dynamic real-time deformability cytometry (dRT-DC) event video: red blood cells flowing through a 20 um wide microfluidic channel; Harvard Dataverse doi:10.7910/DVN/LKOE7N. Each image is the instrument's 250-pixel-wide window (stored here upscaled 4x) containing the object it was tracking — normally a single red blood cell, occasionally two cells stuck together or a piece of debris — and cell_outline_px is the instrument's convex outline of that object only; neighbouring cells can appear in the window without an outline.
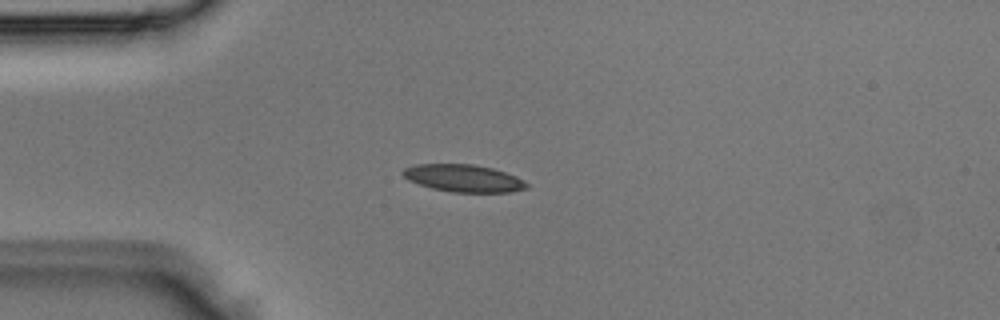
{"species": "Egyptian fruit bat (a non-hibernating species)", "species_latin": "Rousettus aegyptiacus", "temperature_condition": "room temperature", "stored_images_in_passage": 2, "camera_frame_rate_fps": 3000, "um_per_image_px": 0.085, "animal": {"sex": "male"}, "frame": {"image": 1, "passage_image": 2, "time_ms": 0.333, "image_size_px": [1000, 320], "cell_outline_px": [[528, 188], [512, 192], [452, 192], [432, 188], [408, 180], [400, 172], [404, 168], [416, 164], [472, 164], [492, 168], [516, 176], [528, 184]], "centroid_in_image_um": [39.39, 15.15], "position_along_channel_um": 45.6, "area_um2": 19.65}}